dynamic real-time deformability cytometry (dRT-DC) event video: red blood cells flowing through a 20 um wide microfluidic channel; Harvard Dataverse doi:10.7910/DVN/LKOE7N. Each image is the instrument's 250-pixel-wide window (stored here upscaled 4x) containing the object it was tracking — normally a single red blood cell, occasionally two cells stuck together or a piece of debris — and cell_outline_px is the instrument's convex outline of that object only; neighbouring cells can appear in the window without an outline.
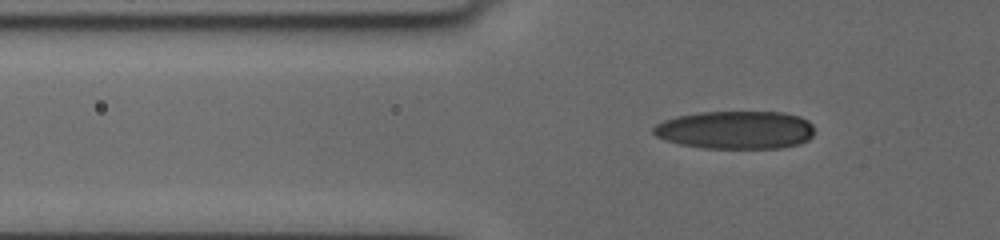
{"species": "human", "species_latin": "Homo sapiens", "temperature_condition": "cold", "stored_images_in_passage": 22, "camera_frame_rate_fps": 3000, "um_per_image_px": 0.085, "donor": {"sex": "female"}, "frame": {"image": 1, "passage_image": 2, "time_ms": 0.333, "image_size_px": [1000, 240], "cell_outline_px": [[812, 136], [808, 140], [800, 144], [780, 148], [704, 148], [680, 144], [656, 136], [652, 132], [652, 128], [656, 124], [664, 120], [676, 116], [700, 112], [784, 112], [800, 116], [808, 120], [812, 124]], "centroid_in_image_um": [62.54, 11.04], "position_along_channel_um": 63.3, "area_um2": 35.84}}
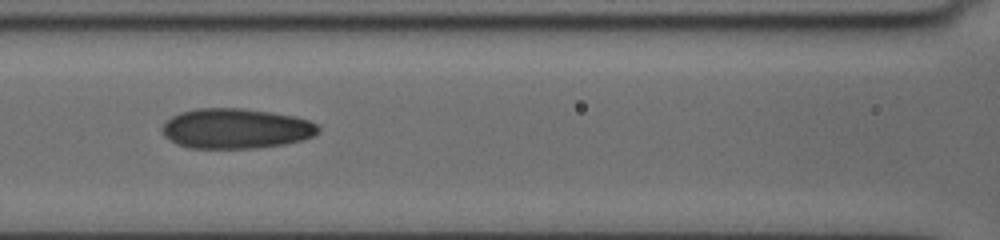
{"frame": {"image": 2, "passage_image": 16, "time_ms": 3.0, "image_size_px": [1000, 240], "cell_outline_px": [[320, 132], [304, 140], [284, 144], [256, 148], [188, 148], [176, 144], [164, 136], [160, 128], [172, 116], [180, 112], [196, 108], [244, 108], [272, 112], [296, 116], [308, 120], [316, 124], [320, 128]], "centroid_in_image_um": [20.05, 10.92], "position_along_channel_um": 146.5, "area_um2": 36.82}}
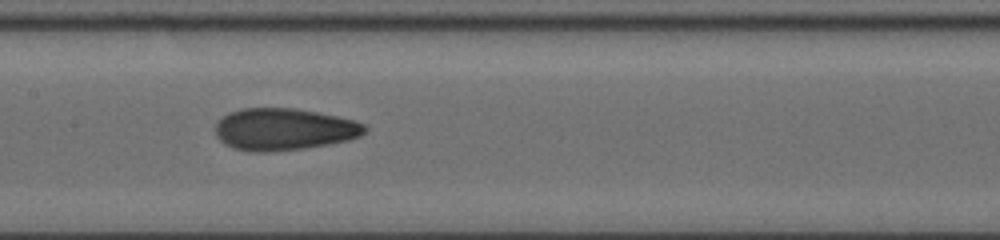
{"frame": {"image": 3, "passage_image": 21, "time_ms": 4.0, "image_size_px": [1000, 240], "cell_outline_px": [[368, 128], [360, 136], [348, 140], [328, 144], [304, 148], [264, 152], [256, 152], [232, 148], [224, 144], [216, 136], [216, 120], [228, 112], [244, 108], [296, 108], [356, 120], [364, 124]], "centroid_in_image_um": [24.11, 10.98], "position_along_channel_um": 183.3, "area_um2": 36.65}}